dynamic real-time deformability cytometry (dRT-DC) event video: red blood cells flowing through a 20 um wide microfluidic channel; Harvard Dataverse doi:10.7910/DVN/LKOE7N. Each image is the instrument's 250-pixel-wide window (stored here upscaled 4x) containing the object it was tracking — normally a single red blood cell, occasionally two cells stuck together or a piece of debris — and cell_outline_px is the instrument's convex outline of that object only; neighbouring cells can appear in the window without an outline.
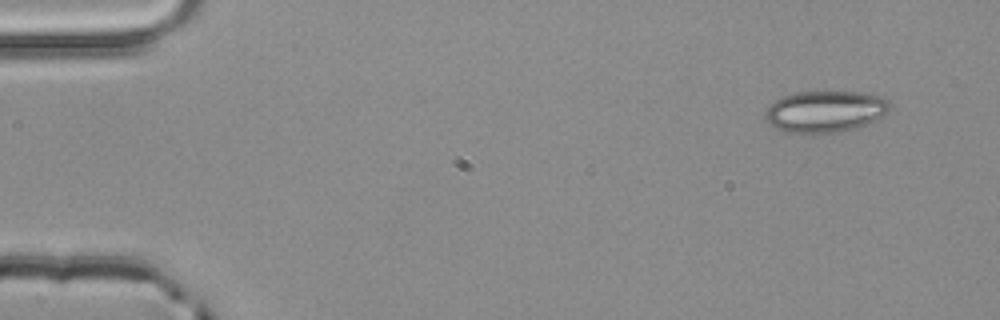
{"species": "common noctule bat (a hibernating species)", "species_latin": "Nyctalus noctula", "temperature_condition": "room temperature", "stored_images_in_passage": 3, "camera_frame_rate_fps": 3000, "um_per_image_px": 0.085, "animal": {"sex": "male", "body_mass_g": 20.4}, "frame": {"image": 1, "passage_image": 1, "time_ms": 0.0, "image_size_px": [1000, 320], "cell_outline_px": [[892, 104], [888, 112], [868, 124], [860, 128], [836, 132], [784, 132], [776, 128], [764, 116], [764, 112], [776, 100], [784, 96], [796, 92], [868, 92], [884, 96]], "centroid_in_image_um": [70.22, 9.46], "position_along_channel_um": 14.8, "area_um2": 30.17}}